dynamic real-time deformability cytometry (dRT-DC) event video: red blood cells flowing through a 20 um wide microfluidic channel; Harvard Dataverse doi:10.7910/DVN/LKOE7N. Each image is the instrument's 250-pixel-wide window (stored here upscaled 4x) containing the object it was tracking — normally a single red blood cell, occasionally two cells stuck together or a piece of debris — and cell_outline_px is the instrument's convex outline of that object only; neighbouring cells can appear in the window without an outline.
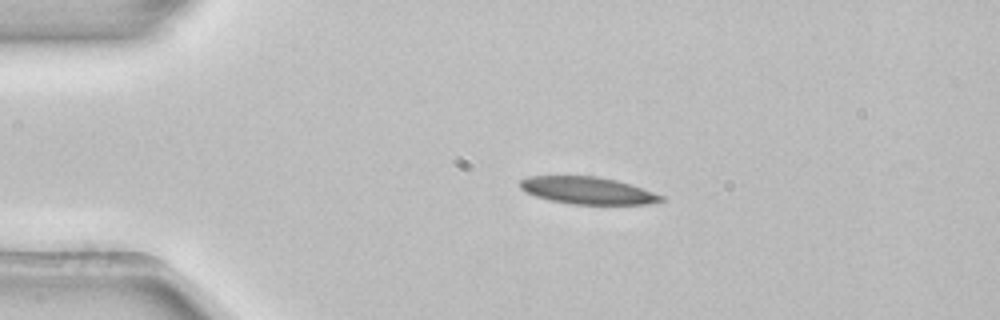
{"species": "common noctule bat (a hibernating species)", "species_latin": "Nyctalus noctula", "temperature_condition": "room temperature", "stored_images_in_passage": 3, "camera_frame_rate_fps": 3000, "um_per_image_px": 0.085, "animal": {"sex": "female", "body_mass_g": 22.7, "forearm_length_mm": 54.2}, "frame": {"image": 1, "passage_image": 2, "time_ms": 0.333, "image_size_px": [1000, 320], "cell_outline_px": [[668, 200], [648, 204], [572, 204], [552, 200], [536, 196], [524, 192], [520, 188], [520, 180], [528, 176], [596, 176], [616, 180], [664, 196]], "centroid_in_image_um": [49.94, 16.19], "position_along_channel_um": 35.1, "area_um2": 22.2}}